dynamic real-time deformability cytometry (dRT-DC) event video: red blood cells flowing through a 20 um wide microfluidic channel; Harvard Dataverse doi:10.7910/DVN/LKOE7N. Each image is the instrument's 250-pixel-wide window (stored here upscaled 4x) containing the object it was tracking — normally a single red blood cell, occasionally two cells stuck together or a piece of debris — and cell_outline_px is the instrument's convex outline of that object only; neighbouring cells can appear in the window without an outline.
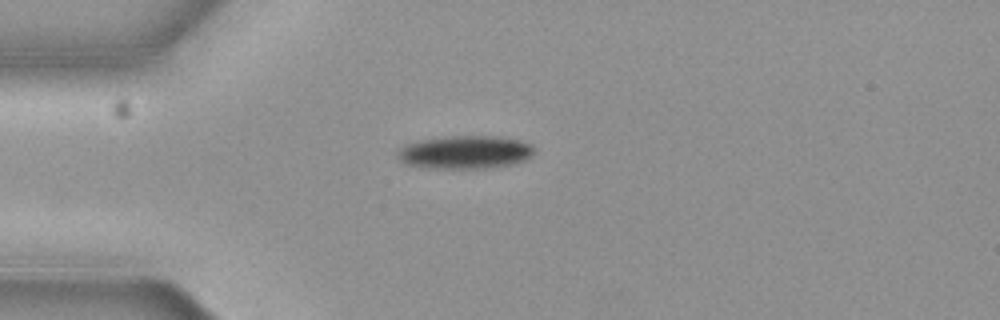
{"species": "common noctule bat (a hibernating species)", "species_latin": "Nyctalus noctula", "temperature_condition": "cold", "stored_images_in_passage": 2, "camera_frame_rate_fps": 3000, "um_per_image_px": 0.085, "animal": {"sex": "female", "body_mass_g": 19.3, "forearm_length_mm": 54.1}, "frame": {"image": 1, "passage_image": 2, "time_ms": 0.333, "image_size_px": [1000, 320], "cell_outline_px": [[532, 152], [524, 160], [512, 164], [488, 168], [428, 168], [404, 164], [396, 156], [396, 152], [400, 148], [408, 144], [420, 140], [448, 136], [500, 136], [520, 140], [528, 144], [532, 148]], "centroid_in_image_um": [39.47, 12.94], "position_along_channel_um": 45.5, "area_um2": 26.24}}